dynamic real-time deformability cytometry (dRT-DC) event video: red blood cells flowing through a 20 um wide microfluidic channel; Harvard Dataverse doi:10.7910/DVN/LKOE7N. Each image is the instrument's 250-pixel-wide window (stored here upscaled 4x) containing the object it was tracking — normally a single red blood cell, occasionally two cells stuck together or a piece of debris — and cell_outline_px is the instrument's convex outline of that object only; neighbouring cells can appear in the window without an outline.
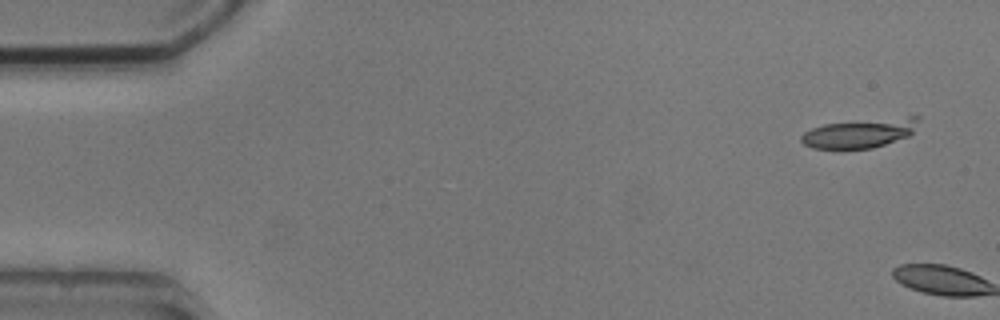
{"species": "common noctule bat (a hibernating species)", "species_latin": "Nyctalus noctula", "temperature_condition": "cold", "stored_images_in_passage": 2, "camera_frame_rate_fps": 3000, "um_per_image_px": 0.085, "animal": {"sex": "male", "body_mass_g": 20.5, "forearm_length_mm": 52.5}, "frame": {"image": 1, "passage_image": 1, "time_ms": 0.0, "image_size_px": [1000, 320], "cell_outline_px": [[920, 116], [912, 132], [908, 136], [872, 148], [840, 152], [812, 148], [804, 144], [800, 140], [800, 136], [804, 132], [812, 128], [824, 124], [908, 116]], "centroid_in_image_um": [72.99, 11.37], "position_along_channel_um": 12.0, "area_um2": 20.35}}